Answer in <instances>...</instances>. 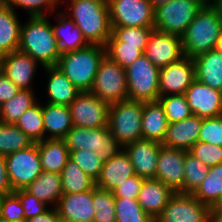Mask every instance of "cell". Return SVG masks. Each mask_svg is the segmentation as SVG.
I'll use <instances>...</instances> for the list:
<instances>
[{
	"label": "cell",
	"mask_w": 222,
	"mask_h": 222,
	"mask_svg": "<svg viewBox=\"0 0 222 222\" xmlns=\"http://www.w3.org/2000/svg\"><path fill=\"white\" fill-rule=\"evenodd\" d=\"M209 210L192 194L175 192L155 222H209Z\"/></svg>",
	"instance_id": "4fadbf2b"
},
{
	"label": "cell",
	"mask_w": 222,
	"mask_h": 222,
	"mask_svg": "<svg viewBox=\"0 0 222 222\" xmlns=\"http://www.w3.org/2000/svg\"><path fill=\"white\" fill-rule=\"evenodd\" d=\"M25 190L47 206L54 205L52 207L57 208L63 195L61 174L42 171Z\"/></svg>",
	"instance_id": "f1b7e54d"
},
{
	"label": "cell",
	"mask_w": 222,
	"mask_h": 222,
	"mask_svg": "<svg viewBox=\"0 0 222 222\" xmlns=\"http://www.w3.org/2000/svg\"><path fill=\"white\" fill-rule=\"evenodd\" d=\"M39 103L28 108L15 123L33 142L44 140L42 104Z\"/></svg>",
	"instance_id": "d590c367"
},
{
	"label": "cell",
	"mask_w": 222,
	"mask_h": 222,
	"mask_svg": "<svg viewBox=\"0 0 222 222\" xmlns=\"http://www.w3.org/2000/svg\"><path fill=\"white\" fill-rule=\"evenodd\" d=\"M13 193L6 168L5 156L0 155V196Z\"/></svg>",
	"instance_id": "816d5d0a"
},
{
	"label": "cell",
	"mask_w": 222,
	"mask_h": 222,
	"mask_svg": "<svg viewBox=\"0 0 222 222\" xmlns=\"http://www.w3.org/2000/svg\"><path fill=\"white\" fill-rule=\"evenodd\" d=\"M43 171L61 173L70 158V151L63 139H44L38 142Z\"/></svg>",
	"instance_id": "4dcf8cb0"
},
{
	"label": "cell",
	"mask_w": 222,
	"mask_h": 222,
	"mask_svg": "<svg viewBox=\"0 0 222 222\" xmlns=\"http://www.w3.org/2000/svg\"><path fill=\"white\" fill-rule=\"evenodd\" d=\"M70 159L76 162L88 176L97 181L104 162L95 152L87 149L70 151Z\"/></svg>",
	"instance_id": "ee69618b"
},
{
	"label": "cell",
	"mask_w": 222,
	"mask_h": 222,
	"mask_svg": "<svg viewBox=\"0 0 222 222\" xmlns=\"http://www.w3.org/2000/svg\"><path fill=\"white\" fill-rule=\"evenodd\" d=\"M37 102L33 90H20L16 96L0 106V122L15 124L21 115Z\"/></svg>",
	"instance_id": "836d02e7"
},
{
	"label": "cell",
	"mask_w": 222,
	"mask_h": 222,
	"mask_svg": "<svg viewBox=\"0 0 222 222\" xmlns=\"http://www.w3.org/2000/svg\"><path fill=\"white\" fill-rule=\"evenodd\" d=\"M128 83V100L151 102L160 97V69L143 54L125 68Z\"/></svg>",
	"instance_id": "52a82bcc"
},
{
	"label": "cell",
	"mask_w": 222,
	"mask_h": 222,
	"mask_svg": "<svg viewBox=\"0 0 222 222\" xmlns=\"http://www.w3.org/2000/svg\"><path fill=\"white\" fill-rule=\"evenodd\" d=\"M154 27H112V34L123 45H139V50H145Z\"/></svg>",
	"instance_id": "b9f144b4"
},
{
	"label": "cell",
	"mask_w": 222,
	"mask_h": 222,
	"mask_svg": "<svg viewBox=\"0 0 222 222\" xmlns=\"http://www.w3.org/2000/svg\"><path fill=\"white\" fill-rule=\"evenodd\" d=\"M61 218L57 208L48 209L46 212L40 215H36L32 218L25 220V222H60Z\"/></svg>",
	"instance_id": "f5cc1de1"
},
{
	"label": "cell",
	"mask_w": 222,
	"mask_h": 222,
	"mask_svg": "<svg viewBox=\"0 0 222 222\" xmlns=\"http://www.w3.org/2000/svg\"><path fill=\"white\" fill-rule=\"evenodd\" d=\"M151 2V4L153 5V7H157L161 4H164V3H167V2H170L172 0H149Z\"/></svg>",
	"instance_id": "9f6ffc18"
},
{
	"label": "cell",
	"mask_w": 222,
	"mask_h": 222,
	"mask_svg": "<svg viewBox=\"0 0 222 222\" xmlns=\"http://www.w3.org/2000/svg\"><path fill=\"white\" fill-rule=\"evenodd\" d=\"M202 118L191 115L182 121L169 123L163 145L189 151L198 142Z\"/></svg>",
	"instance_id": "7402d4cb"
},
{
	"label": "cell",
	"mask_w": 222,
	"mask_h": 222,
	"mask_svg": "<svg viewBox=\"0 0 222 222\" xmlns=\"http://www.w3.org/2000/svg\"><path fill=\"white\" fill-rule=\"evenodd\" d=\"M174 193L170 187L158 179H144L137 201L140 207L155 220Z\"/></svg>",
	"instance_id": "44dd1931"
},
{
	"label": "cell",
	"mask_w": 222,
	"mask_h": 222,
	"mask_svg": "<svg viewBox=\"0 0 222 222\" xmlns=\"http://www.w3.org/2000/svg\"><path fill=\"white\" fill-rule=\"evenodd\" d=\"M33 143L15 124L0 122V155L6 156L28 148Z\"/></svg>",
	"instance_id": "e575fe53"
},
{
	"label": "cell",
	"mask_w": 222,
	"mask_h": 222,
	"mask_svg": "<svg viewBox=\"0 0 222 222\" xmlns=\"http://www.w3.org/2000/svg\"><path fill=\"white\" fill-rule=\"evenodd\" d=\"M60 174L63 194L80 193L93 190L96 187V181L88 176L79 165L70 158Z\"/></svg>",
	"instance_id": "d6a6232c"
},
{
	"label": "cell",
	"mask_w": 222,
	"mask_h": 222,
	"mask_svg": "<svg viewBox=\"0 0 222 222\" xmlns=\"http://www.w3.org/2000/svg\"><path fill=\"white\" fill-rule=\"evenodd\" d=\"M168 120L159 101L144 102L142 112V139L163 142Z\"/></svg>",
	"instance_id": "f546056e"
},
{
	"label": "cell",
	"mask_w": 222,
	"mask_h": 222,
	"mask_svg": "<svg viewBox=\"0 0 222 222\" xmlns=\"http://www.w3.org/2000/svg\"><path fill=\"white\" fill-rule=\"evenodd\" d=\"M69 151L87 149L95 152L103 162L117 155L123 146L108 127L84 128L73 126L63 138Z\"/></svg>",
	"instance_id": "8992f818"
},
{
	"label": "cell",
	"mask_w": 222,
	"mask_h": 222,
	"mask_svg": "<svg viewBox=\"0 0 222 222\" xmlns=\"http://www.w3.org/2000/svg\"><path fill=\"white\" fill-rule=\"evenodd\" d=\"M39 63L19 50L0 57V71L20 90H33L32 81Z\"/></svg>",
	"instance_id": "ac0fdd59"
},
{
	"label": "cell",
	"mask_w": 222,
	"mask_h": 222,
	"mask_svg": "<svg viewBox=\"0 0 222 222\" xmlns=\"http://www.w3.org/2000/svg\"><path fill=\"white\" fill-rule=\"evenodd\" d=\"M20 89L0 71V106L16 96Z\"/></svg>",
	"instance_id": "f907efd6"
},
{
	"label": "cell",
	"mask_w": 222,
	"mask_h": 222,
	"mask_svg": "<svg viewBox=\"0 0 222 222\" xmlns=\"http://www.w3.org/2000/svg\"><path fill=\"white\" fill-rule=\"evenodd\" d=\"M112 27H154L155 8L149 0H107Z\"/></svg>",
	"instance_id": "8fae6325"
},
{
	"label": "cell",
	"mask_w": 222,
	"mask_h": 222,
	"mask_svg": "<svg viewBox=\"0 0 222 222\" xmlns=\"http://www.w3.org/2000/svg\"><path fill=\"white\" fill-rule=\"evenodd\" d=\"M0 222H11V221H6L0 218ZM13 222H25V221H13Z\"/></svg>",
	"instance_id": "94428289"
},
{
	"label": "cell",
	"mask_w": 222,
	"mask_h": 222,
	"mask_svg": "<svg viewBox=\"0 0 222 222\" xmlns=\"http://www.w3.org/2000/svg\"><path fill=\"white\" fill-rule=\"evenodd\" d=\"M21 25L19 51L30 55L42 67L56 66L61 56L49 16L28 17Z\"/></svg>",
	"instance_id": "7a4b0ae2"
},
{
	"label": "cell",
	"mask_w": 222,
	"mask_h": 222,
	"mask_svg": "<svg viewBox=\"0 0 222 222\" xmlns=\"http://www.w3.org/2000/svg\"><path fill=\"white\" fill-rule=\"evenodd\" d=\"M116 222H155L139 205L137 199L115 198Z\"/></svg>",
	"instance_id": "ab89813d"
},
{
	"label": "cell",
	"mask_w": 222,
	"mask_h": 222,
	"mask_svg": "<svg viewBox=\"0 0 222 222\" xmlns=\"http://www.w3.org/2000/svg\"><path fill=\"white\" fill-rule=\"evenodd\" d=\"M203 6H215L216 0H196Z\"/></svg>",
	"instance_id": "11a10c76"
},
{
	"label": "cell",
	"mask_w": 222,
	"mask_h": 222,
	"mask_svg": "<svg viewBox=\"0 0 222 222\" xmlns=\"http://www.w3.org/2000/svg\"><path fill=\"white\" fill-rule=\"evenodd\" d=\"M144 55L159 69L177 62L184 57L181 37L154 29L149 37Z\"/></svg>",
	"instance_id": "2e32d148"
},
{
	"label": "cell",
	"mask_w": 222,
	"mask_h": 222,
	"mask_svg": "<svg viewBox=\"0 0 222 222\" xmlns=\"http://www.w3.org/2000/svg\"><path fill=\"white\" fill-rule=\"evenodd\" d=\"M215 49L217 51H219L220 53H222V32H221V35L219 36V38L217 40V44H216Z\"/></svg>",
	"instance_id": "6f0895ef"
},
{
	"label": "cell",
	"mask_w": 222,
	"mask_h": 222,
	"mask_svg": "<svg viewBox=\"0 0 222 222\" xmlns=\"http://www.w3.org/2000/svg\"><path fill=\"white\" fill-rule=\"evenodd\" d=\"M90 92L109 105L128 100L125 69L105 55L101 60Z\"/></svg>",
	"instance_id": "9c48e42d"
},
{
	"label": "cell",
	"mask_w": 222,
	"mask_h": 222,
	"mask_svg": "<svg viewBox=\"0 0 222 222\" xmlns=\"http://www.w3.org/2000/svg\"><path fill=\"white\" fill-rule=\"evenodd\" d=\"M144 102L125 100L110 105L108 129L124 147L142 139Z\"/></svg>",
	"instance_id": "5b68a950"
},
{
	"label": "cell",
	"mask_w": 222,
	"mask_h": 222,
	"mask_svg": "<svg viewBox=\"0 0 222 222\" xmlns=\"http://www.w3.org/2000/svg\"><path fill=\"white\" fill-rule=\"evenodd\" d=\"M195 79L194 60L184 56L179 61L160 68V96L185 94Z\"/></svg>",
	"instance_id": "5bb4252c"
},
{
	"label": "cell",
	"mask_w": 222,
	"mask_h": 222,
	"mask_svg": "<svg viewBox=\"0 0 222 222\" xmlns=\"http://www.w3.org/2000/svg\"><path fill=\"white\" fill-rule=\"evenodd\" d=\"M193 60L196 79L222 92V53L213 49L196 56Z\"/></svg>",
	"instance_id": "d4e9b609"
},
{
	"label": "cell",
	"mask_w": 222,
	"mask_h": 222,
	"mask_svg": "<svg viewBox=\"0 0 222 222\" xmlns=\"http://www.w3.org/2000/svg\"><path fill=\"white\" fill-rule=\"evenodd\" d=\"M143 180V178L135 174L126 179L121 185L115 187L112 193L115 198L137 199Z\"/></svg>",
	"instance_id": "681fc988"
},
{
	"label": "cell",
	"mask_w": 222,
	"mask_h": 222,
	"mask_svg": "<svg viewBox=\"0 0 222 222\" xmlns=\"http://www.w3.org/2000/svg\"><path fill=\"white\" fill-rule=\"evenodd\" d=\"M192 115L214 118L222 115V92L195 79L185 94Z\"/></svg>",
	"instance_id": "e0dca14e"
},
{
	"label": "cell",
	"mask_w": 222,
	"mask_h": 222,
	"mask_svg": "<svg viewBox=\"0 0 222 222\" xmlns=\"http://www.w3.org/2000/svg\"><path fill=\"white\" fill-rule=\"evenodd\" d=\"M14 193L19 197L22 203L25 220L43 214L49 209V206L31 195L25 189L16 190Z\"/></svg>",
	"instance_id": "c3c4849f"
},
{
	"label": "cell",
	"mask_w": 222,
	"mask_h": 222,
	"mask_svg": "<svg viewBox=\"0 0 222 222\" xmlns=\"http://www.w3.org/2000/svg\"><path fill=\"white\" fill-rule=\"evenodd\" d=\"M186 150L161 144L155 179L174 192L184 193V162Z\"/></svg>",
	"instance_id": "9a60e30c"
},
{
	"label": "cell",
	"mask_w": 222,
	"mask_h": 222,
	"mask_svg": "<svg viewBox=\"0 0 222 222\" xmlns=\"http://www.w3.org/2000/svg\"><path fill=\"white\" fill-rule=\"evenodd\" d=\"M189 152L208 167L222 163L221 146L198 141L191 147Z\"/></svg>",
	"instance_id": "f6af8a7d"
},
{
	"label": "cell",
	"mask_w": 222,
	"mask_h": 222,
	"mask_svg": "<svg viewBox=\"0 0 222 222\" xmlns=\"http://www.w3.org/2000/svg\"><path fill=\"white\" fill-rule=\"evenodd\" d=\"M192 195L209 207L217 205L222 197V163L209 167L204 181Z\"/></svg>",
	"instance_id": "1f68e13d"
},
{
	"label": "cell",
	"mask_w": 222,
	"mask_h": 222,
	"mask_svg": "<svg viewBox=\"0 0 222 222\" xmlns=\"http://www.w3.org/2000/svg\"><path fill=\"white\" fill-rule=\"evenodd\" d=\"M198 141L222 147V115L214 118H202Z\"/></svg>",
	"instance_id": "bcb514c9"
},
{
	"label": "cell",
	"mask_w": 222,
	"mask_h": 222,
	"mask_svg": "<svg viewBox=\"0 0 222 222\" xmlns=\"http://www.w3.org/2000/svg\"><path fill=\"white\" fill-rule=\"evenodd\" d=\"M8 178L13 192L25 189L42 170L38 142L5 156Z\"/></svg>",
	"instance_id": "30bf717a"
},
{
	"label": "cell",
	"mask_w": 222,
	"mask_h": 222,
	"mask_svg": "<svg viewBox=\"0 0 222 222\" xmlns=\"http://www.w3.org/2000/svg\"><path fill=\"white\" fill-rule=\"evenodd\" d=\"M134 175L133 165L128 154L123 149L117 155L104 162L101 174L96 181V186L113 191L115 187Z\"/></svg>",
	"instance_id": "603a6c76"
},
{
	"label": "cell",
	"mask_w": 222,
	"mask_h": 222,
	"mask_svg": "<svg viewBox=\"0 0 222 222\" xmlns=\"http://www.w3.org/2000/svg\"><path fill=\"white\" fill-rule=\"evenodd\" d=\"M44 139H63L74 126L69 106L42 105Z\"/></svg>",
	"instance_id": "cb8c5ba5"
},
{
	"label": "cell",
	"mask_w": 222,
	"mask_h": 222,
	"mask_svg": "<svg viewBox=\"0 0 222 222\" xmlns=\"http://www.w3.org/2000/svg\"><path fill=\"white\" fill-rule=\"evenodd\" d=\"M202 7L196 0H172L161 4L155 7L154 28L181 37Z\"/></svg>",
	"instance_id": "ba28073f"
},
{
	"label": "cell",
	"mask_w": 222,
	"mask_h": 222,
	"mask_svg": "<svg viewBox=\"0 0 222 222\" xmlns=\"http://www.w3.org/2000/svg\"><path fill=\"white\" fill-rule=\"evenodd\" d=\"M209 222H222V209L218 207H210Z\"/></svg>",
	"instance_id": "db71d44e"
},
{
	"label": "cell",
	"mask_w": 222,
	"mask_h": 222,
	"mask_svg": "<svg viewBox=\"0 0 222 222\" xmlns=\"http://www.w3.org/2000/svg\"><path fill=\"white\" fill-rule=\"evenodd\" d=\"M69 109L75 127H108L110 105L91 92H80Z\"/></svg>",
	"instance_id": "7c38bea8"
},
{
	"label": "cell",
	"mask_w": 222,
	"mask_h": 222,
	"mask_svg": "<svg viewBox=\"0 0 222 222\" xmlns=\"http://www.w3.org/2000/svg\"><path fill=\"white\" fill-rule=\"evenodd\" d=\"M0 218L11 222L25 221L22 203L14 192L1 197Z\"/></svg>",
	"instance_id": "7dc6e473"
},
{
	"label": "cell",
	"mask_w": 222,
	"mask_h": 222,
	"mask_svg": "<svg viewBox=\"0 0 222 222\" xmlns=\"http://www.w3.org/2000/svg\"><path fill=\"white\" fill-rule=\"evenodd\" d=\"M209 167L189 151L185 153L184 193L192 194L207 176Z\"/></svg>",
	"instance_id": "74e56055"
},
{
	"label": "cell",
	"mask_w": 222,
	"mask_h": 222,
	"mask_svg": "<svg viewBox=\"0 0 222 222\" xmlns=\"http://www.w3.org/2000/svg\"><path fill=\"white\" fill-rule=\"evenodd\" d=\"M106 56L115 61L122 68L130 66L145 50H139V45H123L113 34L105 44Z\"/></svg>",
	"instance_id": "8d00e7d4"
},
{
	"label": "cell",
	"mask_w": 222,
	"mask_h": 222,
	"mask_svg": "<svg viewBox=\"0 0 222 222\" xmlns=\"http://www.w3.org/2000/svg\"><path fill=\"white\" fill-rule=\"evenodd\" d=\"M105 55V46L89 44L84 48L62 53L56 67L79 92H90Z\"/></svg>",
	"instance_id": "277c9868"
},
{
	"label": "cell",
	"mask_w": 222,
	"mask_h": 222,
	"mask_svg": "<svg viewBox=\"0 0 222 222\" xmlns=\"http://www.w3.org/2000/svg\"><path fill=\"white\" fill-rule=\"evenodd\" d=\"M18 16L5 3L0 5V57L19 49L22 23Z\"/></svg>",
	"instance_id": "4316f807"
},
{
	"label": "cell",
	"mask_w": 222,
	"mask_h": 222,
	"mask_svg": "<svg viewBox=\"0 0 222 222\" xmlns=\"http://www.w3.org/2000/svg\"><path fill=\"white\" fill-rule=\"evenodd\" d=\"M222 32V17L215 6H203L181 36L183 54L196 56L215 49Z\"/></svg>",
	"instance_id": "3957f363"
},
{
	"label": "cell",
	"mask_w": 222,
	"mask_h": 222,
	"mask_svg": "<svg viewBox=\"0 0 222 222\" xmlns=\"http://www.w3.org/2000/svg\"><path fill=\"white\" fill-rule=\"evenodd\" d=\"M55 15L56 17L58 16V18L55 17V20H58L56 21L57 24H53L52 27L61 54L75 51L89 45L80 29L65 12L58 11Z\"/></svg>",
	"instance_id": "484cf974"
},
{
	"label": "cell",
	"mask_w": 222,
	"mask_h": 222,
	"mask_svg": "<svg viewBox=\"0 0 222 222\" xmlns=\"http://www.w3.org/2000/svg\"><path fill=\"white\" fill-rule=\"evenodd\" d=\"M93 205L95 208L93 222H116L115 197L112 191L96 186L93 189Z\"/></svg>",
	"instance_id": "f35d334b"
},
{
	"label": "cell",
	"mask_w": 222,
	"mask_h": 222,
	"mask_svg": "<svg viewBox=\"0 0 222 222\" xmlns=\"http://www.w3.org/2000/svg\"><path fill=\"white\" fill-rule=\"evenodd\" d=\"M4 3L14 11L20 8L26 10L29 17H35L48 16L49 11L53 14L61 0H4Z\"/></svg>",
	"instance_id": "7bdbcfd3"
},
{
	"label": "cell",
	"mask_w": 222,
	"mask_h": 222,
	"mask_svg": "<svg viewBox=\"0 0 222 222\" xmlns=\"http://www.w3.org/2000/svg\"><path fill=\"white\" fill-rule=\"evenodd\" d=\"M215 207L221 208L222 209V197L219 200V202L217 203V205Z\"/></svg>",
	"instance_id": "91938a15"
},
{
	"label": "cell",
	"mask_w": 222,
	"mask_h": 222,
	"mask_svg": "<svg viewBox=\"0 0 222 222\" xmlns=\"http://www.w3.org/2000/svg\"><path fill=\"white\" fill-rule=\"evenodd\" d=\"M158 101L164 109L168 123L179 122L192 115L184 94L160 96Z\"/></svg>",
	"instance_id": "60d3db41"
},
{
	"label": "cell",
	"mask_w": 222,
	"mask_h": 222,
	"mask_svg": "<svg viewBox=\"0 0 222 222\" xmlns=\"http://www.w3.org/2000/svg\"><path fill=\"white\" fill-rule=\"evenodd\" d=\"M57 210L61 221L64 222H93L95 213L93 190L63 194Z\"/></svg>",
	"instance_id": "ffe728a7"
},
{
	"label": "cell",
	"mask_w": 222,
	"mask_h": 222,
	"mask_svg": "<svg viewBox=\"0 0 222 222\" xmlns=\"http://www.w3.org/2000/svg\"><path fill=\"white\" fill-rule=\"evenodd\" d=\"M67 1V0H64ZM61 0V2H64ZM67 14L89 44L105 46L112 34L107 0H68ZM70 12V13H69Z\"/></svg>",
	"instance_id": "6da1fadb"
},
{
	"label": "cell",
	"mask_w": 222,
	"mask_h": 222,
	"mask_svg": "<svg viewBox=\"0 0 222 222\" xmlns=\"http://www.w3.org/2000/svg\"><path fill=\"white\" fill-rule=\"evenodd\" d=\"M161 144L154 140L139 139L123 147L136 175L143 179L155 178Z\"/></svg>",
	"instance_id": "d6986e66"
},
{
	"label": "cell",
	"mask_w": 222,
	"mask_h": 222,
	"mask_svg": "<svg viewBox=\"0 0 222 222\" xmlns=\"http://www.w3.org/2000/svg\"><path fill=\"white\" fill-rule=\"evenodd\" d=\"M4 4V0H0V5Z\"/></svg>",
	"instance_id": "6125c7cd"
},
{
	"label": "cell",
	"mask_w": 222,
	"mask_h": 222,
	"mask_svg": "<svg viewBox=\"0 0 222 222\" xmlns=\"http://www.w3.org/2000/svg\"><path fill=\"white\" fill-rule=\"evenodd\" d=\"M47 73V103L69 106L80 93L78 89L67 79V77L56 67H43Z\"/></svg>",
	"instance_id": "83f0119b"
},
{
	"label": "cell",
	"mask_w": 222,
	"mask_h": 222,
	"mask_svg": "<svg viewBox=\"0 0 222 222\" xmlns=\"http://www.w3.org/2000/svg\"><path fill=\"white\" fill-rule=\"evenodd\" d=\"M215 7L218 9L220 16L222 17V0H216Z\"/></svg>",
	"instance_id": "680465c9"
}]
</instances>
